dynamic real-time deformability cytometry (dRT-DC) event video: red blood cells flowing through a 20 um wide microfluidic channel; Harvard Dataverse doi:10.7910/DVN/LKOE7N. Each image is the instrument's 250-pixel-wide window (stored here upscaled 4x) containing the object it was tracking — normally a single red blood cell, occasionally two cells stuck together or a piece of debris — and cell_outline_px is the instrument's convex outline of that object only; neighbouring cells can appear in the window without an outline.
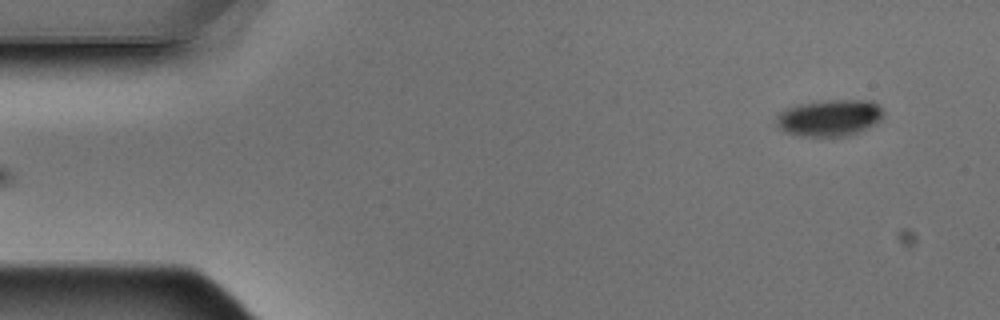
{"species": "Egyptian fruit bat (a non-hibernating species)", "species_latin": "Rousettus aegyptiacus", "temperature_condition": "warm", "stored_images_in_passage": 6, "segment_of_instrument_passage": [2, 2], "camera_frame_rate_fps": 3000, "um_per_image_px": 0.085, "animal": {"sex": "male"}, "frame": {"image": 1, "passage_image": 6, "time_ms": 1.667, "image_size_px": [1000, 320], "cell_outline_px": [[884, 116], [876, 124], [848, 136], [808, 136], [784, 132], [776, 124], [776, 116], [784, 108], [796, 104], [828, 100], [872, 100], [884, 112]], "centroid_in_image_um": [70.5, 10.0], "position_along_channel_um": 14.5, "area_um2": 22.95}}